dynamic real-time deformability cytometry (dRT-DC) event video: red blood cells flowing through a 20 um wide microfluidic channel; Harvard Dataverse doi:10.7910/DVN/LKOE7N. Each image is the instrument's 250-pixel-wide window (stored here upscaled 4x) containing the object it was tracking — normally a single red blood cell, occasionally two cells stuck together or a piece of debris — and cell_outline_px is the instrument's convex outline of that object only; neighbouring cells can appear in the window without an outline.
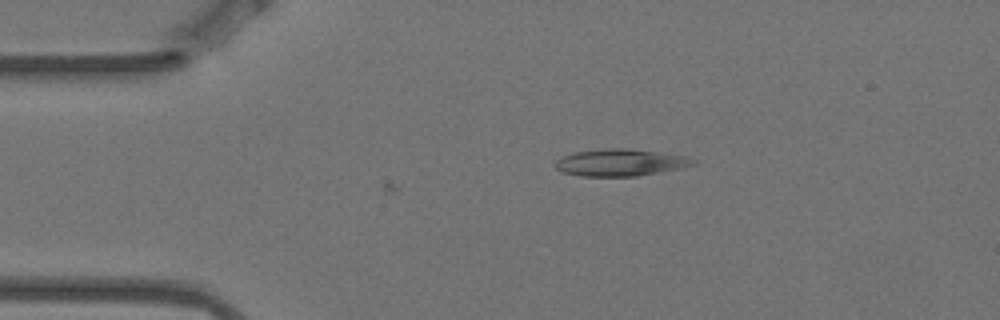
{"species": "Egyptian fruit bat (a non-hibernating species)", "species_latin": "Rousettus aegyptiacus", "temperature_condition": "warm", "stored_images_in_passage": 4, "camera_frame_rate_fps": 3000, "um_per_image_px": 0.085, "animal": {"sex": "female"}, "frame": {"image": 1, "passage_image": 4, "time_ms": 1.0, "image_size_px": [1000, 320], "cell_outline_px": [[696, 164], [684, 168], [636, 176], [580, 176], [560, 172], [556, 168], [556, 160], [572, 152], [604, 148], [628, 148], [660, 152], [684, 156], [696, 160]], "centroid_in_image_um": [52.73, 13.81], "position_along_channel_um": 32.3, "area_um2": 21.85}}